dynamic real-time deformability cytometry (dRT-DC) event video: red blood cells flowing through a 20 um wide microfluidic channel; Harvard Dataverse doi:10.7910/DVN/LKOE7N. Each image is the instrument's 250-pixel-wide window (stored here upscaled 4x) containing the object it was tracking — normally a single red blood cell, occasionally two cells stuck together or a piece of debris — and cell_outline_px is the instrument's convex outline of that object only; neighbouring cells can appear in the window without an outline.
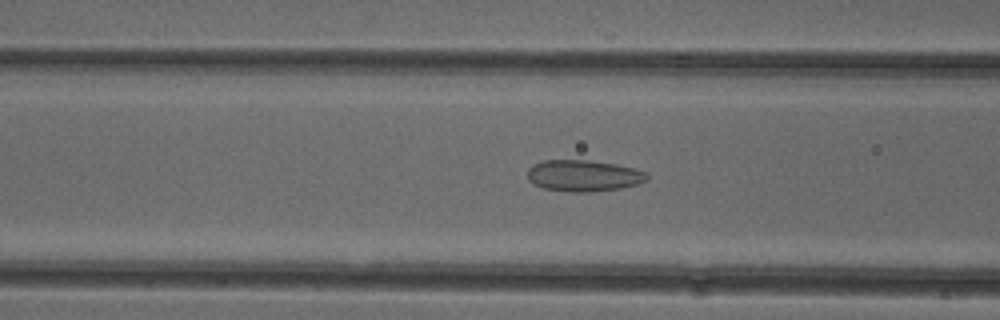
{"species": "common noctule bat (a hibernating species)", "species_latin": "Nyctalus noctula", "temperature_condition": "cold", "stored_images_in_passage": 47, "camera_frame_rate_fps": 3000, "um_per_image_px": 0.085, "animal": {"sex": "female"}, "frame": {"image": 1, "passage_image": 15, "time_ms": 4.667, "image_size_px": [1000, 320], "cell_outline_px": [[648, 180], [636, 184], [620, 188], [592, 192], [572, 192], [544, 188], [532, 184], [528, 180], [528, 168], [544, 160], [588, 160], [616, 164], [632, 168], [644, 172], [648, 176]], "centroid_in_image_um": [49.58, 14.94], "position_along_channel_um": 117.0, "area_um2": 21.73}}
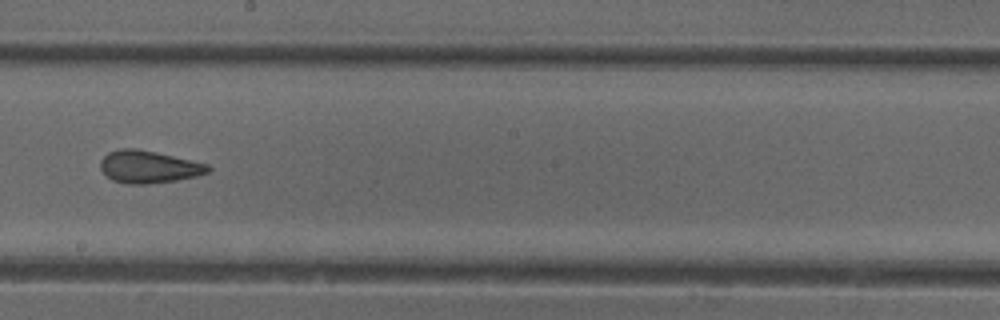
{"frame": {"image": 2, "passage_image": 24, "time_ms": 7.667, "image_size_px": [1000, 320], "cell_outline_px": [[212, 168], [208, 172], [196, 176], [176, 180], [144, 184], [128, 184], [112, 180], [100, 168], [100, 160], [108, 152], [120, 148], [136, 148], [156, 152], [208, 164]], "centroid_in_image_um": [12.62, 14.17], "position_along_channel_um": 235.6, "area_um2": 20.23}}
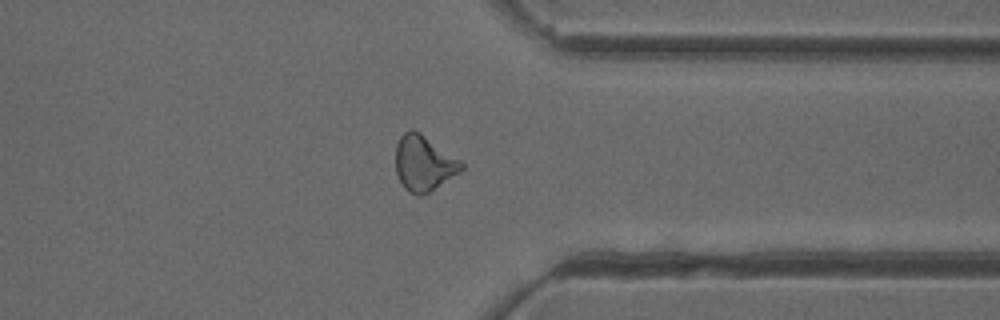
{"frame": {"image": 3, "passage_image": 35, "time_ms": 11.333, "image_size_px": [1000, 320], "cell_outline_px": [[464, 168], [460, 172], [428, 192], [420, 196], [416, 196], [408, 192], [404, 188], [396, 172], [396, 144], [400, 136], [404, 132], [412, 128], [420, 132], [460, 160], [464, 164]], "centroid_in_image_um": [36.0, 13.87], "position_along_channel_um": 375.4, "area_um2": 21.15}, "authors_computed_cell_mechanics": {"area_um2": 21.1548, "velocity_mm_per_s": 3.9458, "shape_relaxation_time_tau1_ms": null, "shape_relaxation_time_tau2_ms": 1.9912, "deformation_change_tau1": null, "deformation_change_tau2": 0.0966}}